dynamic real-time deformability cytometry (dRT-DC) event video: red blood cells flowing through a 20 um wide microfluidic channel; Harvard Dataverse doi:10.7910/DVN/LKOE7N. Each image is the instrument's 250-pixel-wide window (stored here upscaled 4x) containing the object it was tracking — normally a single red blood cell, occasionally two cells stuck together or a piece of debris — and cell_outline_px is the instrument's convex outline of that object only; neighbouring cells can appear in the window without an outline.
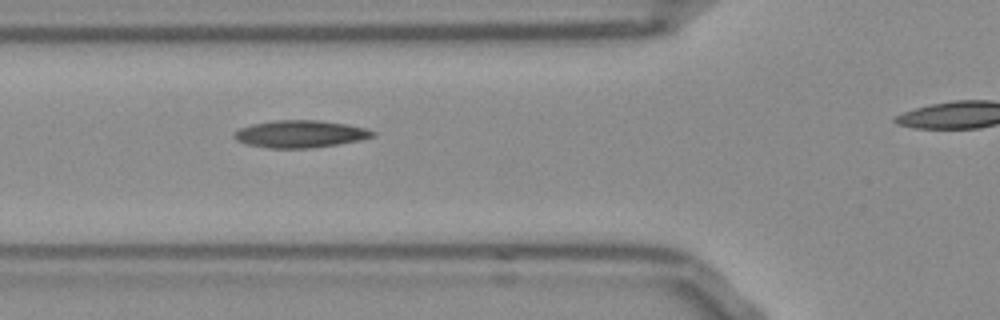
{"species": "Egyptian fruit bat (a non-hibernating species)", "species_latin": "Rousettus aegyptiacus", "temperature_condition": "room temperature", "stored_images_in_passage": 31, "camera_frame_rate_fps": 3000, "um_per_image_px": 0.085, "frame": {"image": 1, "passage_image": 5, "time_ms": 1.333, "image_size_px": [1000, 320], "cell_outline_px": [[376, 136], [360, 140], [312, 148], [268, 148], [248, 144], [236, 140], [232, 136], [232, 132], [240, 128], [252, 124], [272, 120], [320, 120], [348, 124], [368, 128], [376, 132]], "centroid_in_image_um": [25.53, 11.38], "position_along_channel_um": 100.3, "area_um2": 22.25}}